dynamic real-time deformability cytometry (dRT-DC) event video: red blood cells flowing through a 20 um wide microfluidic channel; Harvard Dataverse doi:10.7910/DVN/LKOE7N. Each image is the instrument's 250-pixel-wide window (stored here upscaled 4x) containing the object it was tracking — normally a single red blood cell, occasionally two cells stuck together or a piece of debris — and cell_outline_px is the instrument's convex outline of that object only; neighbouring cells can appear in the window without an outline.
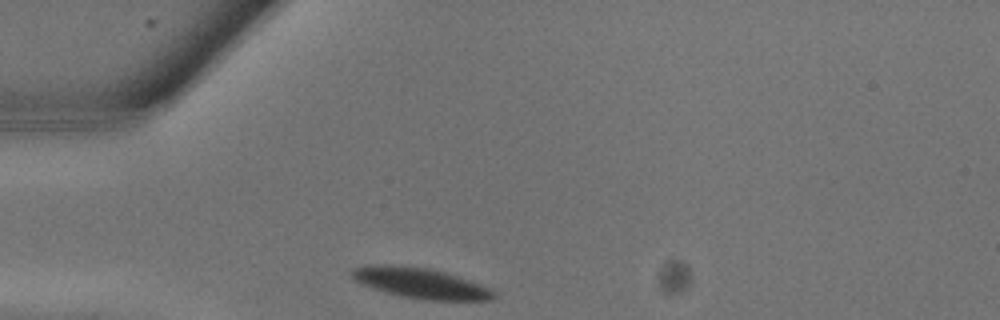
{"species": "common noctule bat (a hibernating species)", "species_latin": "Nyctalus noctula", "temperature_condition": "warm", "stored_images_in_passage": 5, "camera_frame_rate_fps": 3000, "um_per_image_px": 0.085, "animal": {"sex": "male", "body_mass_g": 13.3}, "frame": {"image": 1, "passage_image": 1, "time_ms": 0.0, "image_size_px": [1000, 320], "cell_outline_px": [[496, 296], [492, 300], [424, 300], [400, 296], [372, 288], [356, 280], [352, 276], [352, 272], [356, 268], [376, 264], [392, 264], [428, 268], [444, 272], [480, 284], [496, 292]], "centroid_in_image_um": [35.77, 24.07], "position_along_channel_um": 49.2, "area_um2": 24.85}}
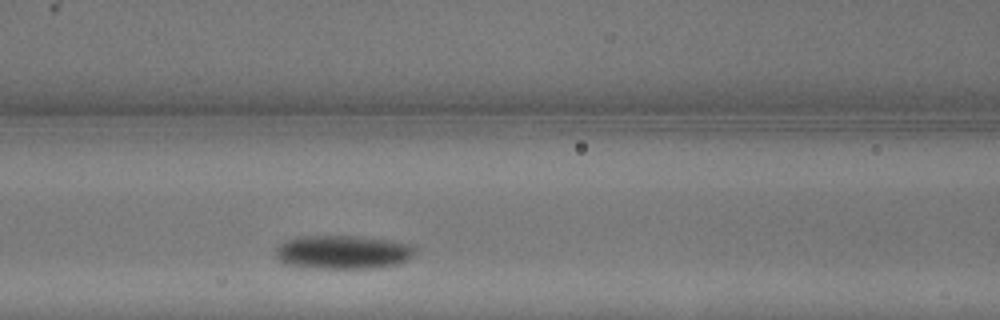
{"frame": {"image": 2, "passage_image": 5, "time_ms": 1.333, "image_size_px": [1000, 320], "cell_outline_px": [[416, 252], [408, 260], [396, 264], [372, 268], [316, 268], [284, 264], [276, 256], [276, 248], [284, 240], [296, 236], [364, 236], [412, 244], [416, 248]], "centroid_in_image_um": [29.15, 21.42], "position_along_channel_um": 137.4, "area_um2": 27.57}}